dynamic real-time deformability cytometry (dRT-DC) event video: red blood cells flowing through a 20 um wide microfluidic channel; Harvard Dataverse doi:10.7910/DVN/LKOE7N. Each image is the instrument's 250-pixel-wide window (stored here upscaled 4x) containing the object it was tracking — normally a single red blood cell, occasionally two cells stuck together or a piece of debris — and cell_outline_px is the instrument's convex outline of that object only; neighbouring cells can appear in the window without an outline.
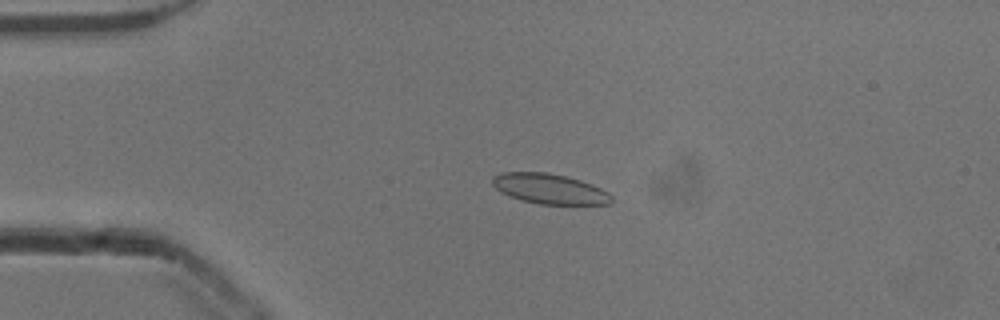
{"species": "common noctule bat (a hibernating species)", "species_latin": "Nyctalus noctula", "temperature_condition": "cold", "stored_images_in_passage": 54, "camera_frame_rate_fps": 3000, "um_per_image_px": 0.085, "animal": {"sex": "male", "body_mass_g": 13.3}, "frame": {"image": 1, "passage_image": 13, "time_ms": 4.0, "image_size_px": [1000, 320], "cell_outline_px": [[612, 200], [608, 204], [540, 204], [520, 200], [500, 192], [492, 184], [492, 176], [504, 172], [544, 172], [564, 176], [580, 180], [592, 184], [608, 192], [612, 196]], "centroid_in_image_um": [46.69, 16.05], "position_along_channel_um": 38.3, "area_um2": 20.81}}
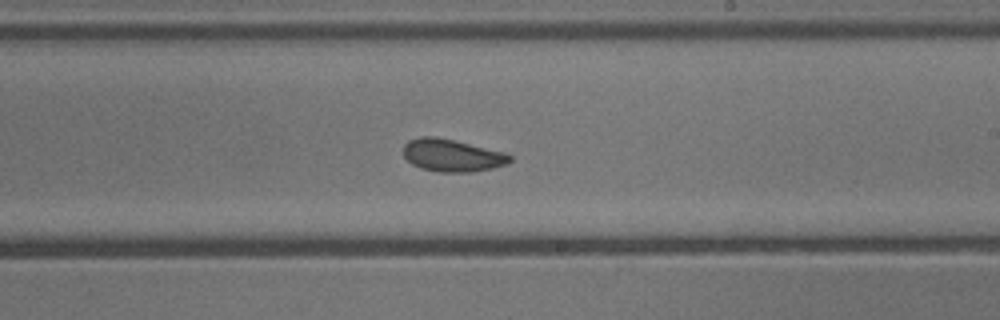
{"frame": {"image": 2, "passage_image": 32, "time_ms": 10.333, "image_size_px": [1000, 320], "cell_outline_px": [[512, 160], [508, 164], [492, 168], [472, 172], [440, 172], [420, 168], [412, 164], [404, 156], [404, 144], [408, 140], [420, 136], [436, 136], [456, 140], [504, 152], [512, 156]], "centroid_in_image_um": [38.43, 13.2], "position_along_channel_um": 250.6, "area_um2": 20.35}}
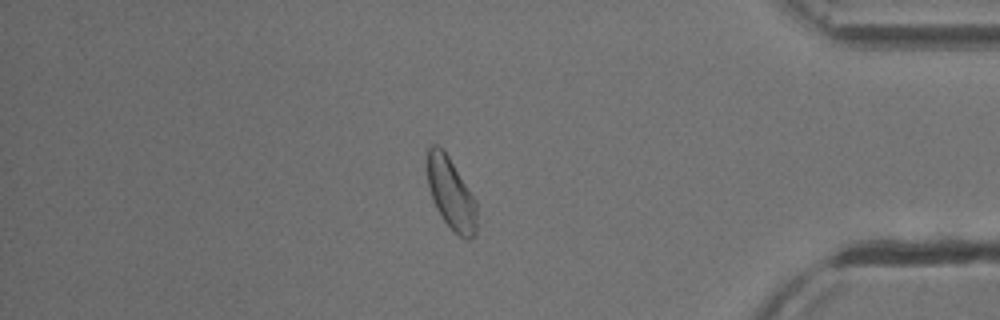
{"frame": {"image": 3, "passage_image": 46, "time_ms": 15.0, "image_size_px": [1000, 320], "cell_outline_px": [[476, 232], [468, 240], [460, 236], [444, 220], [436, 208], [432, 200], [428, 184], [428, 144], [436, 144], [448, 156], [476, 200]], "centroid_in_image_um": [38.33, 16.45], "position_along_channel_um": 396.9, "area_um2": 20.23}, "authors_computed_cell_mechanics": {"area_um2": 20.808, "velocity_mm_per_s": 3.8697, "shape_relaxation_time_tau1_ms": 3.0342, "shape_relaxation_time_tau2_ms": 1.2576, "deformation_change_tau1": 0.073, "deformation_change_tau2": 0.0564}}